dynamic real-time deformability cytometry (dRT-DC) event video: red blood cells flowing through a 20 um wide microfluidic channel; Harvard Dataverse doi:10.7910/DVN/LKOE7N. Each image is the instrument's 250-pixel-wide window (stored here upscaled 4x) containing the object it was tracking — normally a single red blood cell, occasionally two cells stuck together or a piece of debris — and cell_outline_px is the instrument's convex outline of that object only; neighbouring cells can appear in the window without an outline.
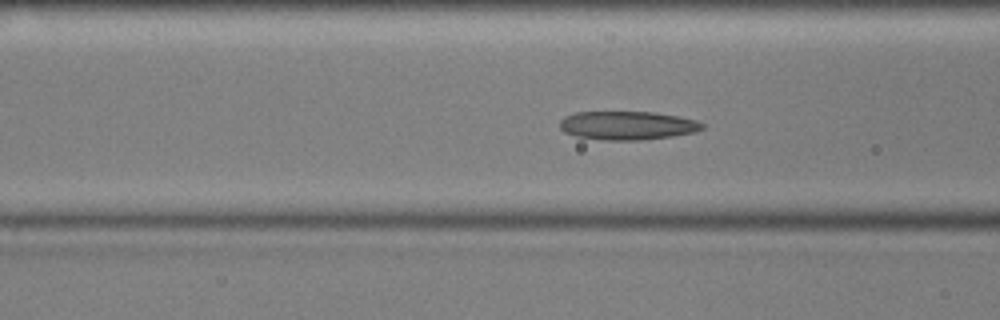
{"species": "common noctule bat (a hibernating species)", "species_latin": "Nyctalus noctula", "temperature_condition": "cold", "stored_images_in_passage": 40, "camera_frame_rate_fps": 3000, "um_per_image_px": 0.085, "animal": {"sex": "male", "body_mass_g": 17.9, "forearm_length_mm": 54.2}, "frame": {"image": 1, "passage_image": 5, "time_ms": 1.333, "image_size_px": [1000, 320], "cell_outline_px": [[704, 128], [696, 132], [672, 136], [640, 140], [604, 140], [576, 136], [564, 132], [560, 128], [560, 120], [564, 116], [576, 112], [652, 112], [676, 116], [696, 120], [704, 124]], "centroid_in_image_um": [53.31, 10.66], "position_along_channel_um": 113.3, "area_um2": 23.7}}
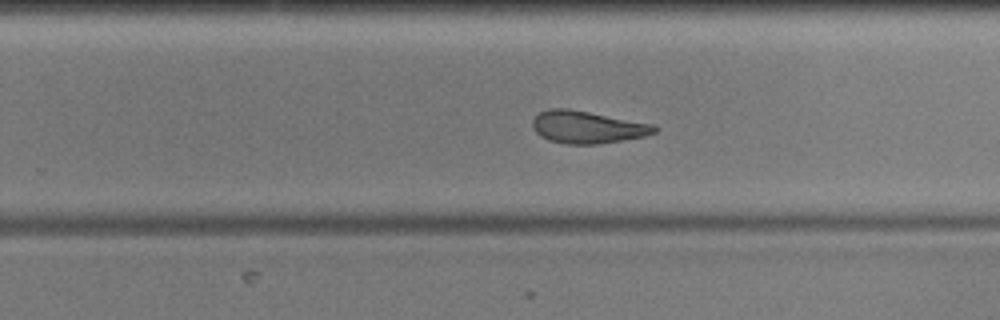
{"frame": {"image": 2, "passage_image": 19, "time_ms": 6.0, "image_size_px": [1000, 320], "cell_outline_px": [[660, 128], [656, 132], [644, 136], [600, 144], [564, 144], [548, 140], [540, 136], [532, 128], [532, 120], [540, 112], [548, 108], [568, 108], [652, 124]], "centroid_in_image_um": [49.89, 10.81], "position_along_channel_um": 279.9, "area_um2": 23.0}}
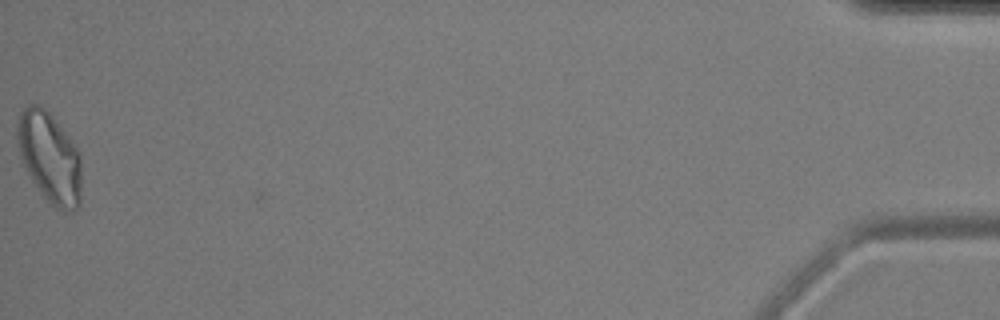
{"frame": {"image": 3, "passage_image": 40, "time_ms": 13.0, "image_size_px": [1000, 320], "cell_outline_px": [[80, 208], [72, 212], [64, 212], [56, 208], [44, 196], [32, 180], [20, 156], [16, 140], [16, 124], [20, 112], [28, 104], [40, 104], [48, 112], [68, 136], [80, 152]], "centroid_in_image_um": [4.21, 13.39], "position_along_channel_um": 431.0, "area_um2": 33.87}, "authors_computed_cell_mechanics": {"area_um2": 23.7847, "velocity_mm_per_s": 3.5686, "shape_relaxation_time_tau1_ms": null, "shape_relaxation_time_tau2_ms": 6.6067, "deformation_change_tau1": null, "deformation_change_tau2": 0.1593}}